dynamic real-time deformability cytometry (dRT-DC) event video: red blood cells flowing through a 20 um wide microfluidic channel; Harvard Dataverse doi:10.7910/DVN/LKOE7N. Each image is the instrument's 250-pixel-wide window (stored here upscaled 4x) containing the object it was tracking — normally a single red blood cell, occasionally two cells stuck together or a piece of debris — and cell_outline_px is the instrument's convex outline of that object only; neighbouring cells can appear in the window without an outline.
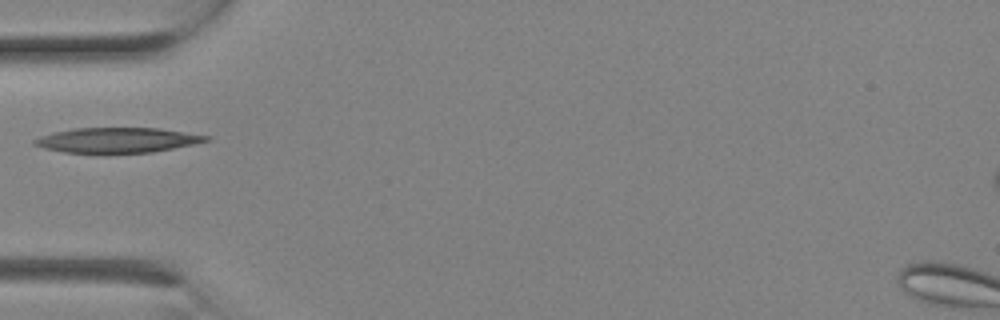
{"species": "Egyptian fruit bat (a non-hibernating species)", "species_latin": "Rousettus aegyptiacus", "temperature_condition": "room temperature", "stored_images_in_passage": 1, "camera_frame_rate_fps": 3000, "um_per_image_px": 0.085, "animal": {"sex": "female"}, "frame": {"image": 1, "passage_image": 1, "time_ms": 0.0, "image_size_px": [1000, 320], "cell_outline_px": [[212, 140], [152, 152], [64, 152], [44, 148], [32, 144], [32, 140], [40, 136], [56, 132], [76, 128], [160, 128], [212, 136]], "centroid_in_image_um": [10.0, 11.9], "position_along_channel_um": 75.0, "area_um2": 24.74}}